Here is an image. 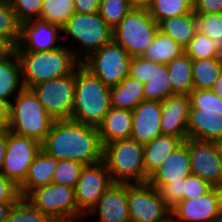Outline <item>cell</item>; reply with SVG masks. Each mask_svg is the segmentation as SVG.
Wrapping results in <instances>:
<instances>
[{
    "mask_svg": "<svg viewBox=\"0 0 222 222\" xmlns=\"http://www.w3.org/2000/svg\"><path fill=\"white\" fill-rule=\"evenodd\" d=\"M41 149L57 160H73L84 165L103 160L98 128L71 119L55 120Z\"/></svg>",
    "mask_w": 222,
    "mask_h": 222,
    "instance_id": "cell-1",
    "label": "cell"
},
{
    "mask_svg": "<svg viewBox=\"0 0 222 222\" xmlns=\"http://www.w3.org/2000/svg\"><path fill=\"white\" fill-rule=\"evenodd\" d=\"M75 100L71 120L98 127L111 108V87L80 64L75 69Z\"/></svg>",
    "mask_w": 222,
    "mask_h": 222,
    "instance_id": "cell-2",
    "label": "cell"
},
{
    "mask_svg": "<svg viewBox=\"0 0 222 222\" xmlns=\"http://www.w3.org/2000/svg\"><path fill=\"white\" fill-rule=\"evenodd\" d=\"M24 88L72 74L81 64L66 44L47 51H16Z\"/></svg>",
    "mask_w": 222,
    "mask_h": 222,
    "instance_id": "cell-3",
    "label": "cell"
},
{
    "mask_svg": "<svg viewBox=\"0 0 222 222\" xmlns=\"http://www.w3.org/2000/svg\"><path fill=\"white\" fill-rule=\"evenodd\" d=\"M62 40H72L68 46L82 62L90 54L113 40L112 28L97 13H74L62 27ZM77 44V45H76ZM76 45V46H75ZM74 46V47H73Z\"/></svg>",
    "mask_w": 222,
    "mask_h": 222,
    "instance_id": "cell-4",
    "label": "cell"
},
{
    "mask_svg": "<svg viewBox=\"0 0 222 222\" xmlns=\"http://www.w3.org/2000/svg\"><path fill=\"white\" fill-rule=\"evenodd\" d=\"M53 122L54 120L30 88H23L10 102L7 128L17 135L42 143Z\"/></svg>",
    "mask_w": 222,
    "mask_h": 222,
    "instance_id": "cell-5",
    "label": "cell"
},
{
    "mask_svg": "<svg viewBox=\"0 0 222 222\" xmlns=\"http://www.w3.org/2000/svg\"><path fill=\"white\" fill-rule=\"evenodd\" d=\"M103 161L113 183H145L143 145L129 138L103 146Z\"/></svg>",
    "mask_w": 222,
    "mask_h": 222,
    "instance_id": "cell-6",
    "label": "cell"
},
{
    "mask_svg": "<svg viewBox=\"0 0 222 222\" xmlns=\"http://www.w3.org/2000/svg\"><path fill=\"white\" fill-rule=\"evenodd\" d=\"M159 30L147 9H131L113 29V41L131 57H141Z\"/></svg>",
    "mask_w": 222,
    "mask_h": 222,
    "instance_id": "cell-7",
    "label": "cell"
},
{
    "mask_svg": "<svg viewBox=\"0 0 222 222\" xmlns=\"http://www.w3.org/2000/svg\"><path fill=\"white\" fill-rule=\"evenodd\" d=\"M24 198L50 218L85 220L78 211L73 187L51 183L32 189Z\"/></svg>",
    "mask_w": 222,
    "mask_h": 222,
    "instance_id": "cell-8",
    "label": "cell"
},
{
    "mask_svg": "<svg viewBox=\"0 0 222 222\" xmlns=\"http://www.w3.org/2000/svg\"><path fill=\"white\" fill-rule=\"evenodd\" d=\"M75 71L67 76L30 87L46 112L55 120H70L75 100Z\"/></svg>",
    "mask_w": 222,
    "mask_h": 222,
    "instance_id": "cell-9",
    "label": "cell"
},
{
    "mask_svg": "<svg viewBox=\"0 0 222 222\" xmlns=\"http://www.w3.org/2000/svg\"><path fill=\"white\" fill-rule=\"evenodd\" d=\"M131 58L121 45L112 40L90 54L81 64L111 87L128 76Z\"/></svg>",
    "mask_w": 222,
    "mask_h": 222,
    "instance_id": "cell-10",
    "label": "cell"
},
{
    "mask_svg": "<svg viewBox=\"0 0 222 222\" xmlns=\"http://www.w3.org/2000/svg\"><path fill=\"white\" fill-rule=\"evenodd\" d=\"M127 201L131 222H169L171 210L157 188L148 182L127 183Z\"/></svg>",
    "mask_w": 222,
    "mask_h": 222,
    "instance_id": "cell-11",
    "label": "cell"
},
{
    "mask_svg": "<svg viewBox=\"0 0 222 222\" xmlns=\"http://www.w3.org/2000/svg\"><path fill=\"white\" fill-rule=\"evenodd\" d=\"M40 150L41 143L37 140L17 135L6 128V155L0 172L19 187Z\"/></svg>",
    "mask_w": 222,
    "mask_h": 222,
    "instance_id": "cell-12",
    "label": "cell"
},
{
    "mask_svg": "<svg viewBox=\"0 0 222 222\" xmlns=\"http://www.w3.org/2000/svg\"><path fill=\"white\" fill-rule=\"evenodd\" d=\"M112 183L103 160L85 165L74 188L78 211L86 217Z\"/></svg>",
    "mask_w": 222,
    "mask_h": 222,
    "instance_id": "cell-13",
    "label": "cell"
},
{
    "mask_svg": "<svg viewBox=\"0 0 222 222\" xmlns=\"http://www.w3.org/2000/svg\"><path fill=\"white\" fill-rule=\"evenodd\" d=\"M222 218V188L213 187L196 199L181 200L171 209L172 222H218Z\"/></svg>",
    "mask_w": 222,
    "mask_h": 222,
    "instance_id": "cell-14",
    "label": "cell"
},
{
    "mask_svg": "<svg viewBox=\"0 0 222 222\" xmlns=\"http://www.w3.org/2000/svg\"><path fill=\"white\" fill-rule=\"evenodd\" d=\"M192 174L222 188V160L214 141L187 139Z\"/></svg>",
    "mask_w": 222,
    "mask_h": 222,
    "instance_id": "cell-15",
    "label": "cell"
},
{
    "mask_svg": "<svg viewBox=\"0 0 222 222\" xmlns=\"http://www.w3.org/2000/svg\"><path fill=\"white\" fill-rule=\"evenodd\" d=\"M62 28L39 19L21 23L20 41L15 51H47L62 46ZM60 44V45H59Z\"/></svg>",
    "mask_w": 222,
    "mask_h": 222,
    "instance_id": "cell-16",
    "label": "cell"
},
{
    "mask_svg": "<svg viewBox=\"0 0 222 222\" xmlns=\"http://www.w3.org/2000/svg\"><path fill=\"white\" fill-rule=\"evenodd\" d=\"M98 222H131L127 201V183H112L95 207L86 215Z\"/></svg>",
    "mask_w": 222,
    "mask_h": 222,
    "instance_id": "cell-17",
    "label": "cell"
},
{
    "mask_svg": "<svg viewBox=\"0 0 222 222\" xmlns=\"http://www.w3.org/2000/svg\"><path fill=\"white\" fill-rule=\"evenodd\" d=\"M161 112V101L143 100L132 110L133 123L130 138L144 146L157 136L162 135Z\"/></svg>",
    "mask_w": 222,
    "mask_h": 222,
    "instance_id": "cell-18",
    "label": "cell"
},
{
    "mask_svg": "<svg viewBox=\"0 0 222 222\" xmlns=\"http://www.w3.org/2000/svg\"><path fill=\"white\" fill-rule=\"evenodd\" d=\"M160 128L162 135L188 139L187 124L190 109L189 95H172L161 101Z\"/></svg>",
    "mask_w": 222,
    "mask_h": 222,
    "instance_id": "cell-19",
    "label": "cell"
},
{
    "mask_svg": "<svg viewBox=\"0 0 222 222\" xmlns=\"http://www.w3.org/2000/svg\"><path fill=\"white\" fill-rule=\"evenodd\" d=\"M190 175H192V171L186 139L148 178L147 182L158 188L162 183L180 181Z\"/></svg>",
    "mask_w": 222,
    "mask_h": 222,
    "instance_id": "cell-20",
    "label": "cell"
},
{
    "mask_svg": "<svg viewBox=\"0 0 222 222\" xmlns=\"http://www.w3.org/2000/svg\"><path fill=\"white\" fill-rule=\"evenodd\" d=\"M188 138L215 141L222 138V111L189 109Z\"/></svg>",
    "mask_w": 222,
    "mask_h": 222,
    "instance_id": "cell-21",
    "label": "cell"
},
{
    "mask_svg": "<svg viewBox=\"0 0 222 222\" xmlns=\"http://www.w3.org/2000/svg\"><path fill=\"white\" fill-rule=\"evenodd\" d=\"M24 88L21 64L14 49L0 53V99L10 102Z\"/></svg>",
    "mask_w": 222,
    "mask_h": 222,
    "instance_id": "cell-22",
    "label": "cell"
},
{
    "mask_svg": "<svg viewBox=\"0 0 222 222\" xmlns=\"http://www.w3.org/2000/svg\"><path fill=\"white\" fill-rule=\"evenodd\" d=\"M132 123V111L111 107L97 127L102 146L117 140L129 139Z\"/></svg>",
    "mask_w": 222,
    "mask_h": 222,
    "instance_id": "cell-23",
    "label": "cell"
},
{
    "mask_svg": "<svg viewBox=\"0 0 222 222\" xmlns=\"http://www.w3.org/2000/svg\"><path fill=\"white\" fill-rule=\"evenodd\" d=\"M184 141L170 135H159L143 146L145 183L148 178L163 164L174 150Z\"/></svg>",
    "mask_w": 222,
    "mask_h": 222,
    "instance_id": "cell-24",
    "label": "cell"
},
{
    "mask_svg": "<svg viewBox=\"0 0 222 222\" xmlns=\"http://www.w3.org/2000/svg\"><path fill=\"white\" fill-rule=\"evenodd\" d=\"M56 166L57 159L41 149L30 165L27 177L19 186L21 197L24 198L32 189L51 184Z\"/></svg>",
    "mask_w": 222,
    "mask_h": 222,
    "instance_id": "cell-25",
    "label": "cell"
},
{
    "mask_svg": "<svg viewBox=\"0 0 222 222\" xmlns=\"http://www.w3.org/2000/svg\"><path fill=\"white\" fill-rule=\"evenodd\" d=\"M159 30L185 48L198 31L196 14L192 11L160 21Z\"/></svg>",
    "mask_w": 222,
    "mask_h": 222,
    "instance_id": "cell-26",
    "label": "cell"
},
{
    "mask_svg": "<svg viewBox=\"0 0 222 222\" xmlns=\"http://www.w3.org/2000/svg\"><path fill=\"white\" fill-rule=\"evenodd\" d=\"M143 87L137 79L125 77L119 84L111 86V107L134 110L144 100Z\"/></svg>",
    "mask_w": 222,
    "mask_h": 222,
    "instance_id": "cell-27",
    "label": "cell"
},
{
    "mask_svg": "<svg viewBox=\"0 0 222 222\" xmlns=\"http://www.w3.org/2000/svg\"><path fill=\"white\" fill-rule=\"evenodd\" d=\"M183 53H185V49L180 44L158 30L155 38L141 57L154 62L168 64Z\"/></svg>",
    "mask_w": 222,
    "mask_h": 222,
    "instance_id": "cell-28",
    "label": "cell"
},
{
    "mask_svg": "<svg viewBox=\"0 0 222 222\" xmlns=\"http://www.w3.org/2000/svg\"><path fill=\"white\" fill-rule=\"evenodd\" d=\"M170 75L172 91L177 95H189L193 90L192 59L183 53L166 64Z\"/></svg>",
    "mask_w": 222,
    "mask_h": 222,
    "instance_id": "cell-29",
    "label": "cell"
},
{
    "mask_svg": "<svg viewBox=\"0 0 222 222\" xmlns=\"http://www.w3.org/2000/svg\"><path fill=\"white\" fill-rule=\"evenodd\" d=\"M172 95L175 94L172 91L170 75L166 64L152 61L151 78L143 87L144 100L163 101Z\"/></svg>",
    "mask_w": 222,
    "mask_h": 222,
    "instance_id": "cell-30",
    "label": "cell"
},
{
    "mask_svg": "<svg viewBox=\"0 0 222 222\" xmlns=\"http://www.w3.org/2000/svg\"><path fill=\"white\" fill-rule=\"evenodd\" d=\"M222 71V57L192 60L193 90H212Z\"/></svg>",
    "mask_w": 222,
    "mask_h": 222,
    "instance_id": "cell-31",
    "label": "cell"
},
{
    "mask_svg": "<svg viewBox=\"0 0 222 222\" xmlns=\"http://www.w3.org/2000/svg\"><path fill=\"white\" fill-rule=\"evenodd\" d=\"M21 23L8 0H0V45L15 49L20 41Z\"/></svg>",
    "mask_w": 222,
    "mask_h": 222,
    "instance_id": "cell-32",
    "label": "cell"
},
{
    "mask_svg": "<svg viewBox=\"0 0 222 222\" xmlns=\"http://www.w3.org/2000/svg\"><path fill=\"white\" fill-rule=\"evenodd\" d=\"M74 13L73 0H43L39 20L62 28Z\"/></svg>",
    "mask_w": 222,
    "mask_h": 222,
    "instance_id": "cell-33",
    "label": "cell"
},
{
    "mask_svg": "<svg viewBox=\"0 0 222 222\" xmlns=\"http://www.w3.org/2000/svg\"><path fill=\"white\" fill-rule=\"evenodd\" d=\"M151 17L159 23L162 20L193 11L191 0H154L149 8Z\"/></svg>",
    "mask_w": 222,
    "mask_h": 222,
    "instance_id": "cell-34",
    "label": "cell"
},
{
    "mask_svg": "<svg viewBox=\"0 0 222 222\" xmlns=\"http://www.w3.org/2000/svg\"><path fill=\"white\" fill-rule=\"evenodd\" d=\"M197 29L212 39L214 48L222 56V12L196 14Z\"/></svg>",
    "mask_w": 222,
    "mask_h": 222,
    "instance_id": "cell-35",
    "label": "cell"
},
{
    "mask_svg": "<svg viewBox=\"0 0 222 222\" xmlns=\"http://www.w3.org/2000/svg\"><path fill=\"white\" fill-rule=\"evenodd\" d=\"M50 219L48 215L21 197L14 203L4 222H48Z\"/></svg>",
    "mask_w": 222,
    "mask_h": 222,
    "instance_id": "cell-36",
    "label": "cell"
},
{
    "mask_svg": "<svg viewBox=\"0 0 222 222\" xmlns=\"http://www.w3.org/2000/svg\"><path fill=\"white\" fill-rule=\"evenodd\" d=\"M131 9L129 0H100L98 14L113 29Z\"/></svg>",
    "mask_w": 222,
    "mask_h": 222,
    "instance_id": "cell-37",
    "label": "cell"
},
{
    "mask_svg": "<svg viewBox=\"0 0 222 222\" xmlns=\"http://www.w3.org/2000/svg\"><path fill=\"white\" fill-rule=\"evenodd\" d=\"M84 166L73 160H57L52 183L75 188Z\"/></svg>",
    "mask_w": 222,
    "mask_h": 222,
    "instance_id": "cell-38",
    "label": "cell"
},
{
    "mask_svg": "<svg viewBox=\"0 0 222 222\" xmlns=\"http://www.w3.org/2000/svg\"><path fill=\"white\" fill-rule=\"evenodd\" d=\"M214 43L212 39L207 35L196 32L194 38L190 41V43L184 48L185 53L192 60H202L213 57H222L214 48Z\"/></svg>",
    "mask_w": 222,
    "mask_h": 222,
    "instance_id": "cell-39",
    "label": "cell"
},
{
    "mask_svg": "<svg viewBox=\"0 0 222 222\" xmlns=\"http://www.w3.org/2000/svg\"><path fill=\"white\" fill-rule=\"evenodd\" d=\"M190 109L202 111H222V98L212 90H192L189 94Z\"/></svg>",
    "mask_w": 222,
    "mask_h": 222,
    "instance_id": "cell-40",
    "label": "cell"
},
{
    "mask_svg": "<svg viewBox=\"0 0 222 222\" xmlns=\"http://www.w3.org/2000/svg\"><path fill=\"white\" fill-rule=\"evenodd\" d=\"M20 23L39 19L43 0H8Z\"/></svg>",
    "mask_w": 222,
    "mask_h": 222,
    "instance_id": "cell-41",
    "label": "cell"
},
{
    "mask_svg": "<svg viewBox=\"0 0 222 222\" xmlns=\"http://www.w3.org/2000/svg\"><path fill=\"white\" fill-rule=\"evenodd\" d=\"M213 186L200 178L199 176L190 175L183 178V200L184 199H196L207 192H209Z\"/></svg>",
    "mask_w": 222,
    "mask_h": 222,
    "instance_id": "cell-42",
    "label": "cell"
},
{
    "mask_svg": "<svg viewBox=\"0 0 222 222\" xmlns=\"http://www.w3.org/2000/svg\"><path fill=\"white\" fill-rule=\"evenodd\" d=\"M157 189L170 210L183 200V178L176 182L162 183Z\"/></svg>",
    "mask_w": 222,
    "mask_h": 222,
    "instance_id": "cell-43",
    "label": "cell"
},
{
    "mask_svg": "<svg viewBox=\"0 0 222 222\" xmlns=\"http://www.w3.org/2000/svg\"><path fill=\"white\" fill-rule=\"evenodd\" d=\"M152 75V61L142 57H132L129 64L128 76L137 79L141 83H147Z\"/></svg>",
    "mask_w": 222,
    "mask_h": 222,
    "instance_id": "cell-44",
    "label": "cell"
},
{
    "mask_svg": "<svg viewBox=\"0 0 222 222\" xmlns=\"http://www.w3.org/2000/svg\"><path fill=\"white\" fill-rule=\"evenodd\" d=\"M20 198L19 187L0 172V202H17Z\"/></svg>",
    "mask_w": 222,
    "mask_h": 222,
    "instance_id": "cell-45",
    "label": "cell"
},
{
    "mask_svg": "<svg viewBox=\"0 0 222 222\" xmlns=\"http://www.w3.org/2000/svg\"><path fill=\"white\" fill-rule=\"evenodd\" d=\"M193 12L195 14L220 13L222 0H194Z\"/></svg>",
    "mask_w": 222,
    "mask_h": 222,
    "instance_id": "cell-46",
    "label": "cell"
},
{
    "mask_svg": "<svg viewBox=\"0 0 222 222\" xmlns=\"http://www.w3.org/2000/svg\"><path fill=\"white\" fill-rule=\"evenodd\" d=\"M75 13L91 14L99 10L100 0H73Z\"/></svg>",
    "mask_w": 222,
    "mask_h": 222,
    "instance_id": "cell-47",
    "label": "cell"
},
{
    "mask_svg": "<svg viewBox=\"0 0 222 222\" xmlns=\"http://www.w3.org/2000/svg\"><path fill=\"white\" fill-rule=\"evenodd\" d=\"M10 104L0 99V128H7L9 122Z\"/></svg>",
    "mask_w": 222,
    "mask_h": 222,
    "instance_id": "cell-48",
    "label": "cell"
},
{
    "mask_svg": "<svg viewBox=\"0 0 222 222\" xmlns=\"http://www.w3.org/2000/svg\"><path fill=\"white\" fill-rule=\"evenodd\" d=\"M6 155V128H0V169Z\"/></svg>",
    "mask_w": 222,
    "mask_h": 222,
    "instance_id": "cell-49",
    "label": "cell"
},
{
    "mask_svg": "<svg viewBox=\"0 0 222 222\" xmlns=\"http://www.w3.org/2000/svg\"><path fill=\"white\" fill-rule=\"evenodd\" d=\"M132 9H147L152 6L154 0H129Z\"/></svg>",
    "mask_w": 222,
    "mask_h": 222,
    "instance_id": "cell-50",
    "label": "cell"
},
{
    "mask_svg": "<svg viewBox=\"0 0 222 222\" xmlns=\"http://www.w3.org/2000/svg\"><path fill=\"white\" fill-rule=\"evenodd\" d=\"M16 202H0V222H4Z\"/></svg>",
    "mask_w": 222,
    "mask_h": 222,
    "instance_id": "cell-51",
    "label": "cell"
},
{
    "mask_svg": "<svg viewBox=\"0 0 222 222\" xmlns=\"http://www.w3.org/2000/svg\"><path fill=\"white\" fill-rule=\"evenodd\" d=\"M212 91L219 96L220 98H222V71L220 72L217 80L215 81V84L212 88Z\"/></svg>",
    "mask_w": 222,
    "mask_h": 222,
    "instance_id": "cell-52",
    "label": "cell"
},
{
    "mask_svg": "<svg viewBox=\"0 0 222 222\" xmlns=\"http://www.w3.org/2000/svg\"><path fill=\"white\" fill-rule=\"evenodd\" d=\"M214 143L216 144V147H217V150L219 153V157L222 160V138L215 140Z\"/></svg>",
    "mask_w": 222,
    "mask_h": 222,
    "instance_id": "cell-53",
    "label": "cell"
},
{
    "mask_svg": "<svg viewBox=\"0 0 222 222\" xmlns=\"http://www.w3.org/2000/svg\"><path fill=\"white\" fill-rule=\"evenodd\" d=\"M48 222H75V221L68 218H51Z\"/></svg>",
    "mask_w": 222,
    "mask_h": 222,
    "instance_id": "cell-54",
    "label": "cell"
},
{
    "mask_svg": "<svg viewBox=\"0 0 222 222\" xmlns=\"http://www.w3.org/2000/svg\"><path fill=\"white\" fill-rule=\"evenodd\" d=\"M5 50L1 45H0V53Z\"/></svg>",
    "mask_w": 222,
    "mask_h": 222,
    "instance_id": "cell-55",
    "label": "cell"
}]
</instances>
